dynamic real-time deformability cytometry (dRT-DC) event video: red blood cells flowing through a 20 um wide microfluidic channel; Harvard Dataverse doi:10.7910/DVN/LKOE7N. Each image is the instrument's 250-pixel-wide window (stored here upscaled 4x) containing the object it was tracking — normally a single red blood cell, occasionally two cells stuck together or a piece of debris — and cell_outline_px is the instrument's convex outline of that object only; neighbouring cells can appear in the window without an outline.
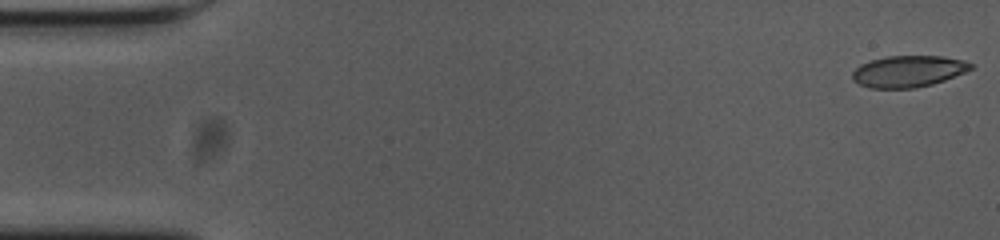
{"species": "common noctule bat (a hibernating species)", "species_latin": "Nyctalus noctula", "temperature_condition": "cold", "stored_images_in_passage": 55, "camera_frame_rate_fps": 3000, "um_per_image_px": 0.085, "animal": {"sex": "female", "body_mass_g": 23.0, "forearm_length_mm": 53.4}, "frame": {"image": 1, "passage_image": 1, "time_ms": 0.0, "image_size_px": [1000, 240], "cell_outline_px": [[972, 68], [964, 72], [944, 80], [932, 84], [916, 88], [868, 88], [852, 80], [852, 72], [860, 64], [872, 60], [888, 56], [944, 56], [964, 60], [972, 64]], "centroid_in_image_um": [77.18, 6.06], "position_along_channel_um": 7.8, "area_um2": 21.68}}
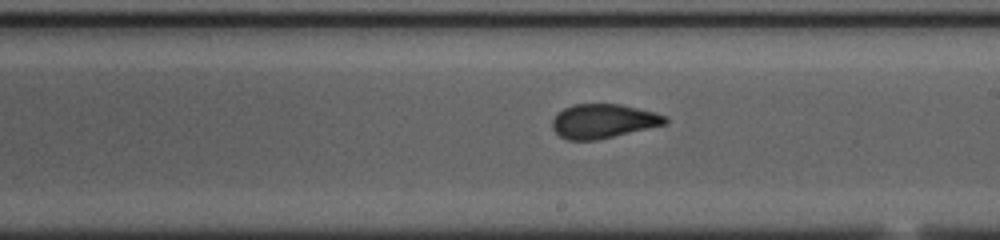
{"frame": {"image": 2, "passage_image": 31, "time_ms": 10.0, "image_size_px": [1000, 240], "cell_outline_px": [[668, 124], [596, 140], [568, 140], [560, 136], [552, 128], [552, 120], [564, 108], [572, 104], [620, 104], [656, 112], [668, 116]], "centroid_in_image_um": [51.32, 10.29], "position_along_channel_um": 237.7, "area_um2": 22.54}}
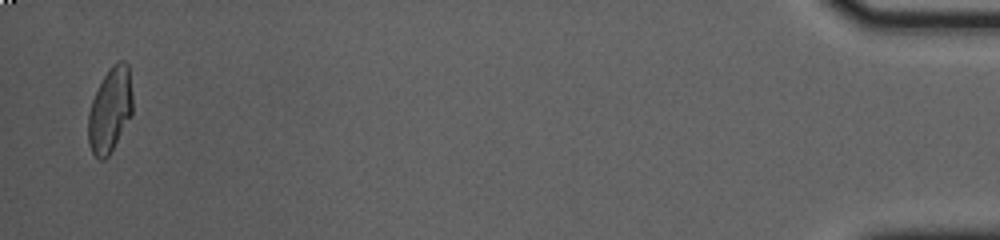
{"frame": {"image": 3, "passage_image": 54, "time_ms": 17.667, "image_size_px": [1000, 240], "cell_outline_px": [[132, 116], [108, 156], [104, 160], [100, 160], [92, 152], [88, 144], [88, 112], [92, 100], [104, 76], [112, 64], [116, 60], [124, 60], [128, 64], [132, 96]], "centroid_in_image_um": [9.36, 9.34], "position_along_channel_um": 425.8, "area_um2": 21.96}, "authors_computed_cell_mechanics": {"area_um2": 22.6576, "velocity_mm_per_s": 3.668, "shape_relaxation_time_tau1_ms": null, "shape_relaxation_time_tau2_ms": 1.1354, "deformation_change_tau1": null, "deformation_change_tau2": 0.0726}}